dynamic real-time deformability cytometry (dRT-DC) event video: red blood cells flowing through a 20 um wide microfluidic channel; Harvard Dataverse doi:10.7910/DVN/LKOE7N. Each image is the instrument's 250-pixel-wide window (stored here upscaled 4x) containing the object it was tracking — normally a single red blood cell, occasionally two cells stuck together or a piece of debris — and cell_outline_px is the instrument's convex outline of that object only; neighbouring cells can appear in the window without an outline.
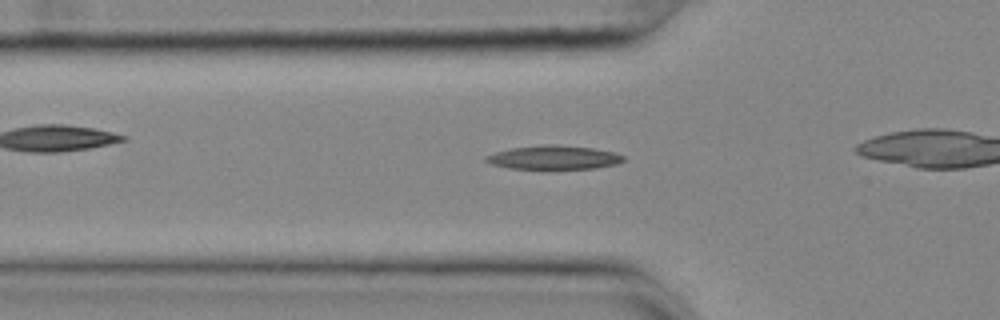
{"species": "common noctule bat (a hibernating species)", "species_latin": "Nyctalus noctula", "temperature_condition": "cold", "stored_images_in_passage": 44, "camera_frame_rate_fps": 3000, "um_per_image_px": 0.085, "animal": {"sex": "female", "body_mass_g": 25.1}, "frame": {"image": 1, "passage_image": 18, "time_ms": 5.667, "image_size_px": [1000, 320], "cell_outline_px": [[624, 160], [616, 164], [596, 168], [548, 172], [540, 172], [508, 168], [492, 164], [484, 160], [484, 156], [496, 152], [512, 148], [548, 144], [556, 144], [592, 148], [612, 152], [624, 156]], "centroid_in_image_um": [47.03, 13.45], "position_along_channel_um": 78.8, "area_um2": 20.11}}
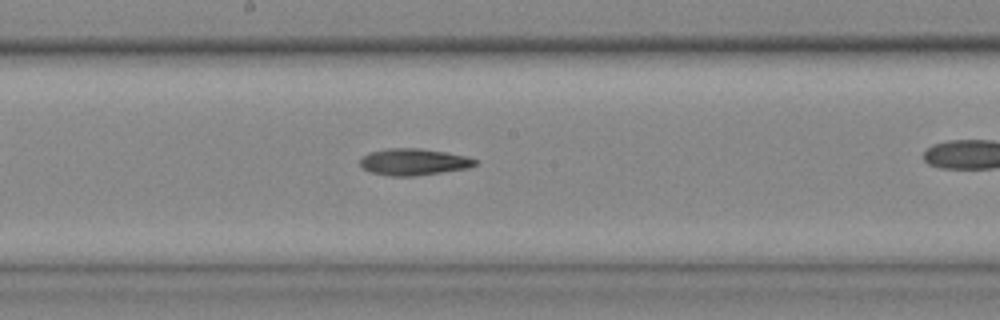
{"frame": {"image": 2, "passage_image": 29, "time_ms": 9.333, "image_size_px": [1000, 320], "cell_outline_px": [[476, 164], [468, 168], [412, 176], [388, 176], [372, 172], [364, 168], [360, 164], [360, 156], [368, 152], [384, 148], [420, 148], [468, 156], [476, 160]], "centroid_in_image_um": [35.11, 13.75], "position_along_channel_um": 213.1, "area_um2": 17.86}}
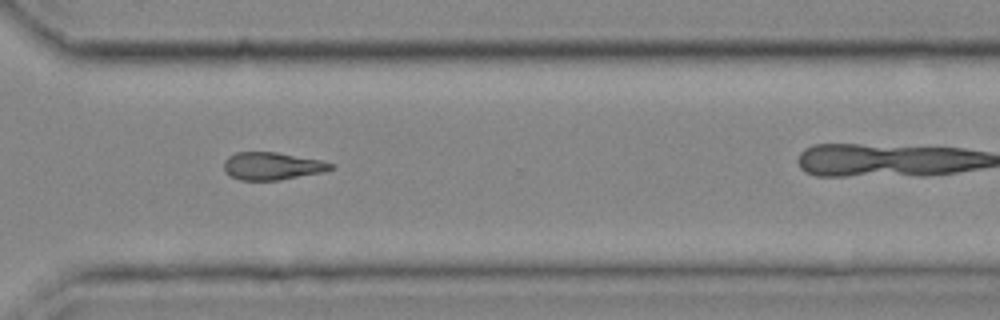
{"frame": {"image": 3, "passage_image": 40, "time_ms": 13.0, "image_size_px": [1000, 320], "cell_outline_px": [[336, 168], [324, 172], [280, 180], [240, 180], [228, 176], [224, 172], [224, 160], [228, 156], [236, 152], [276, 152], [320, 160], [332, 164]], "centroid_in_image_um": [23.1, 14.12], "position_along_channel_um": 347.5, "area_um2": 17.34}}